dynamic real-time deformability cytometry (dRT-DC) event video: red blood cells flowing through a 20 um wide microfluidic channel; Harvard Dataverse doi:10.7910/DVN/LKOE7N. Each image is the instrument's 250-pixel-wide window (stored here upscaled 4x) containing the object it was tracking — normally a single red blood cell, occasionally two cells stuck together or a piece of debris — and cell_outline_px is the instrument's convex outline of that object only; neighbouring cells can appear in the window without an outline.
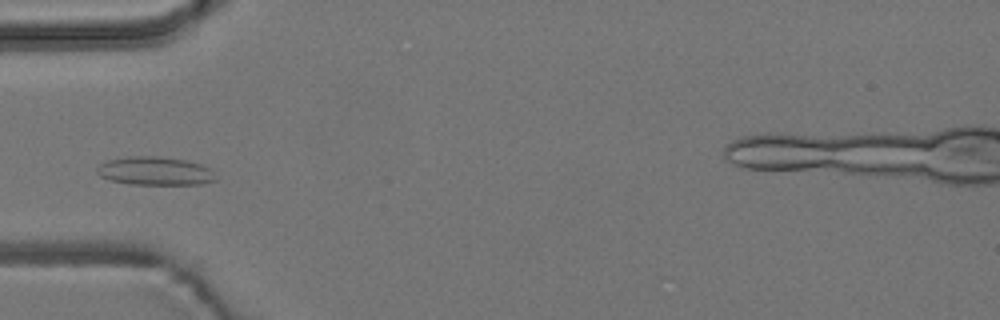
{"species": "common noctule bat (a hibernating species)", "species_latin": "Nyctalus noctula", "temperature_condition": "room temperature", "stored_images_in_passage": 5, "camera_frame_rate_fps": 3000, "um_per_image_px": 0.085, "animal": {"sex": "male", "body_mass_g": 19.2, "forearm_length_mm": 51.8}, "frame": {"image": 1, "passage_image": 5, "time_ms": 4.667, "image_size_px": [1000, 320], "cell_outline_px": [[216, 180], [204, 184], [132, 184], [108, 180], [100, 176], [96, 172], [96, 168], [100, 164], [108, 160], [128, 156], [160, 156], [184, 160], [200, 164], [212, 168]], "centroid_in_image_um": [13.17, 14.53], "position_along_channel_um": 71.8, "area_um2": 19.77}}